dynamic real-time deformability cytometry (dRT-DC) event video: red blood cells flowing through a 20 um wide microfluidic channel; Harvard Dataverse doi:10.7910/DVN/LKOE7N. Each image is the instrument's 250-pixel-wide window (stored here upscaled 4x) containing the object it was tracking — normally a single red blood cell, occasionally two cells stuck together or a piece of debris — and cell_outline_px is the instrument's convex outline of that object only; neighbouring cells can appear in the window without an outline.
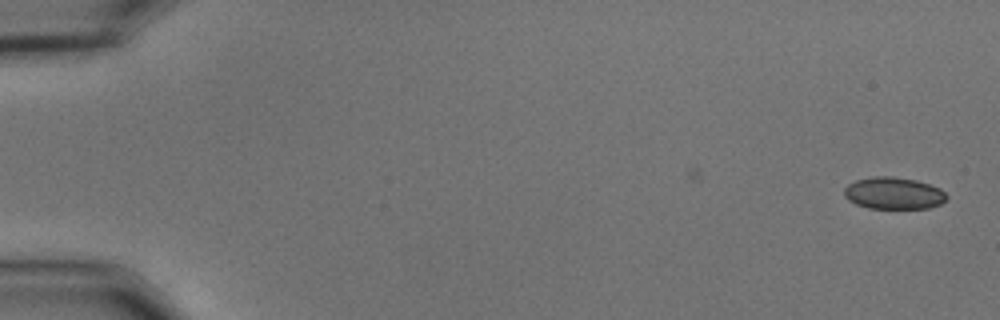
{"species": "common noctule bat (a hibernating species)", "species_latin": "Nyctalus noctula", "temperature_condition": "cold", "stored_images_in_passage": 2, "camera_frame_rate_fps": 3000, "um_per_image_px": 0.085, "animal": {"sex": "male", "body_mass_g": 15.6}, "frame": {"image": 1, "passage_image": 1, "time_ms": 0.0, "image_size_px": [1000, 320], "cell_outline_px": [[948, 196], [940, 204], [928, 208], [868, 208], [856, 204], [848, 200], [844, 196], [844, 188], [848, 184], [856, 180], [872, 176], [892, 176], [916, 180], [940, 188]], "centroid_in_image_um": [75.93, 16.42], "position_along_channel_um": 9.1, "area_um2": 19.07}}